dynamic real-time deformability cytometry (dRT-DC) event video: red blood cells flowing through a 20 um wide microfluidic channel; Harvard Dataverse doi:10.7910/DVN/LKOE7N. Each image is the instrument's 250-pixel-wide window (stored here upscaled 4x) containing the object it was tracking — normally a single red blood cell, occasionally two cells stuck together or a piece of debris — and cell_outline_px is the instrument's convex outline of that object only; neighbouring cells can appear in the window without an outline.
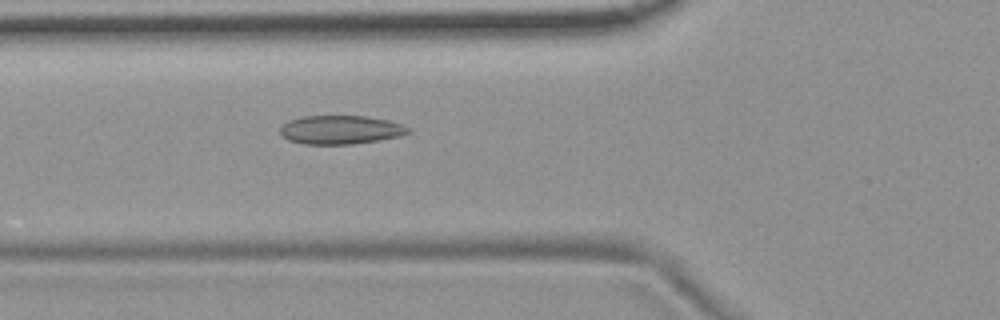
{"species": "common noctule bat (a hibernating species)", "species_latin": "Nyctalus noctula", "temperature_condition": "room temperature", "stored_images_in_passage": 53, "camera_frame_rate_fps": 3000, "um_per_image_px": 0.085, "animal": {"sex": "female", "body_mass_g": 19.9}, "frame": {"image": 1, "passage_image": 19, "time_ms": 6.0, "image_size_px": [1000, 320], "cell_outline_px": [[412, 132], [400, 136], [380, 140], [352, 144], [304, 144], [288, 140], [280, 132], [280, 128], [288, 120], [304, 116], [364, 116], [388, 120], [412, 128]], "centroid_in_image_um": [28.98, 11.03], "position_along_channel_um": 96.8, "area_um2": 21.44}}
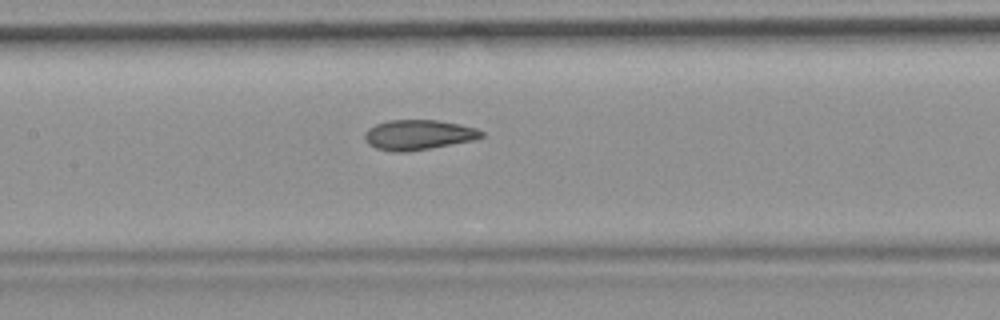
{"frame": {"image": 2, "passage_image": 25, "time_ms": 8.0, "image_size_px": [1000, 320], "cell_outline_px": [[484, 136], [472, 140], [432, 148], [404, 152], [392, 152], [376, 148], [368, 144], [364, 136], [364, 132], [368, 128], [376, 124], [388, 120], [436, 120], [460, 124], [476, 128], [484, 132]], "centroid_in_image_um": [35.54, 11.46], "position_along_channel_um": 171.9, "area_um2": 20.46}}
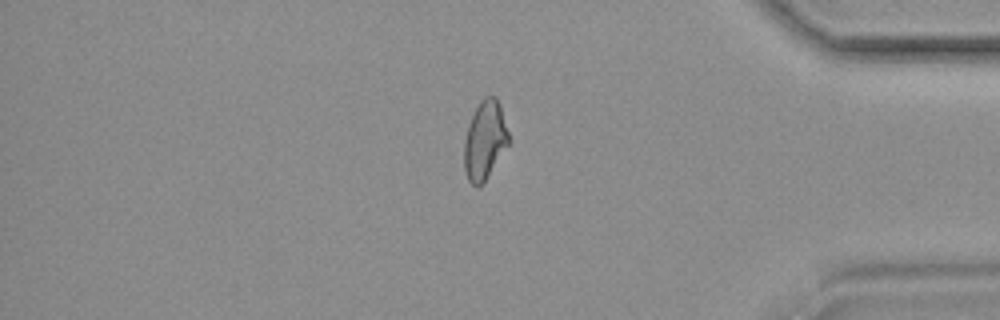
{"frame": {"image": 3, "passage_image": 45, "time_ms": 14.667, "image_size_px": [1000, 320], "cell_outline_px": [[508, 144], [484, 180], [476, 188], [468, 180], [464, 168], [464, 140], [468, 124], [480, 100], [484, 96], [496, 96], [500, 104], [508, 132]], "centroid_in_image_um": [41.18, 11.88], "position_along_channel_um": 394.0, "area_um2": 20.0}, "authors_computed_cell_mechanics": {"area_um2": 21.0392, "velocity_mm_per_s": 3.728, "shape_relaxation_time_tau1_ms": null, "shape_relaxation_time_tau2_ms": 1.7853, "deformation_change_tau1": null, "deformation_change_tau2": 0.0801}}